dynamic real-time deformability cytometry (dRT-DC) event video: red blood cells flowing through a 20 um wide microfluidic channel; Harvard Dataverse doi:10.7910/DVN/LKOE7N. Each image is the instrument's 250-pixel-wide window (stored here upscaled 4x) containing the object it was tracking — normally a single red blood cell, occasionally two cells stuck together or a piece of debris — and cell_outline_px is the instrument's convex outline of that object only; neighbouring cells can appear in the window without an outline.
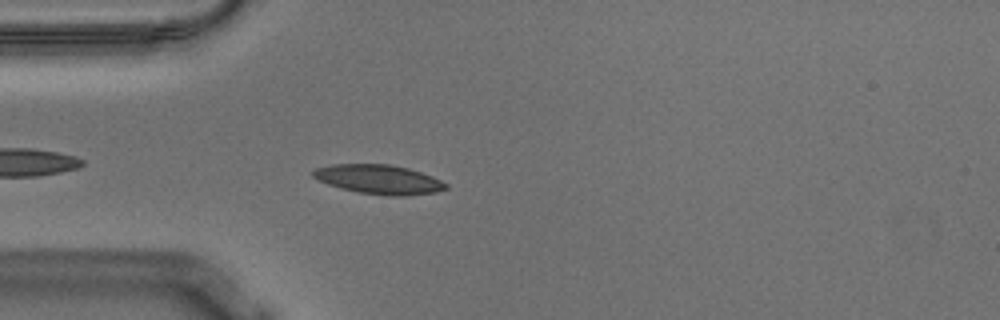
{"species": "Egyptian fruit bat (a non-hibernating species)", "species_latin": "Rousettus aegyptiacus", "temperature_condition": "warm", "stored_images_in_passage": 12, "camera_frame_rate_fps": 3000, "um_per_image_px": 0.085, "animal": {"sex": "male"}, "frame": {"image": 1, "passage_image": 4, "time_ms": 1.0, "image_size_px": [1000, 320], "cell_outline_px": [[448, 188], [436, 192], [408, 196], [388, 196], [356, 192], [328, 184], [312, 176], [312, 172], [316, 168], [332, 164], [392, 164], [408, 168], [432, 176], [448, 184]], "centroid_in_image_um": [32.23, 15.25], "position_along_channel_um": 52.8, "area_um2": 22.72}}